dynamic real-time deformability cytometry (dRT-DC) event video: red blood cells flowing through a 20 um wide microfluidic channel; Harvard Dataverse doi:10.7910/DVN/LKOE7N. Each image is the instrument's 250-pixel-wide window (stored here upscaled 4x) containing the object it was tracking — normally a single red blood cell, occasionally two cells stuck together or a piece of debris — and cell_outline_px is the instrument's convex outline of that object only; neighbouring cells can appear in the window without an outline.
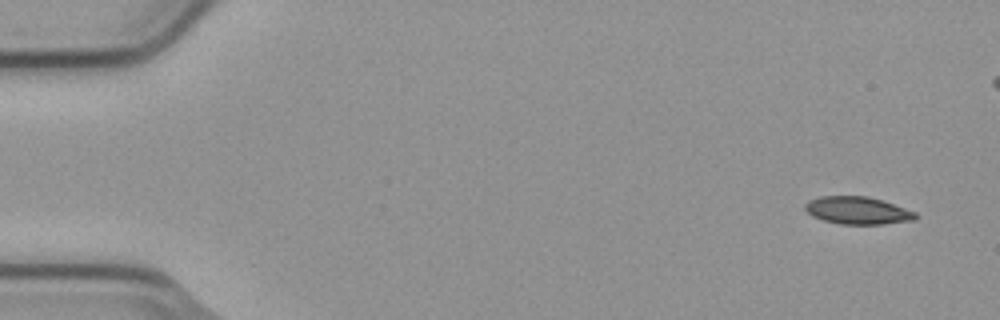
{"species": "common noctule bat (a hibernating species)", "species_latin": "Nyctalus noctula", "temperature_condition": "cold", "stored_images_in_passage": 4, "camera_frame_rate_fps": 3000, "um_per_image_px": 0.085, "animal": {"sex": "male", "body_mass_g": 23.1, "forearm_length_mm": 52.7}, "frame": {"image": 1, "passage_image": 1, "time_ms": 0.0, "image_size_px": [1000, 320], "cell_outline_px": [[920, 216], [916, 220], [884, 224], [840, 224], [824, 220], [812, 216], [804, 208], [804, 204], [808, 200], [820, 196], [868, 196], [916, 212]], "centroid_in_image_um": [72.9, 17.89], "position_along_channel_um": 12.1, "area_um2": 17.74}}